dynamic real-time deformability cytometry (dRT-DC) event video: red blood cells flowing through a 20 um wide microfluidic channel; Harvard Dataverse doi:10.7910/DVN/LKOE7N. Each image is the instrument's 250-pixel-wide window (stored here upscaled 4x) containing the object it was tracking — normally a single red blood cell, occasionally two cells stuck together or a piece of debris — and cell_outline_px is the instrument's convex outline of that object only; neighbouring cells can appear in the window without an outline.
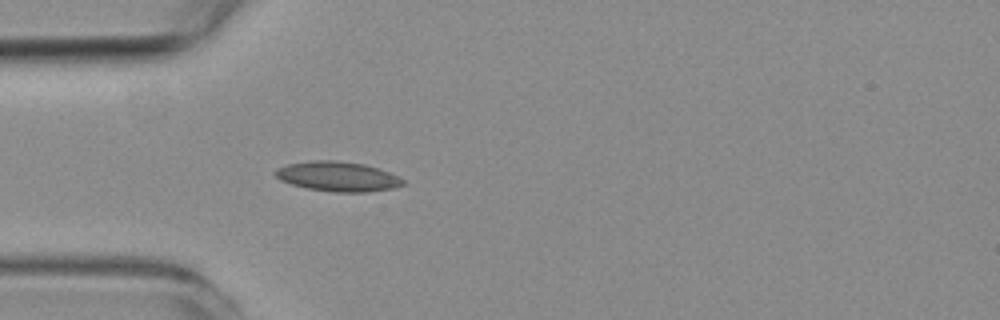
{"species": "common noctule bat (a hibernating species)", "species_latin": "Nyctalus noctula", "temperature_condition": "room temperature", "stored_images_in_passage": 40, "camera_frame_rate_fps": 3000, "um_per_image_px": 0.085, "animal": {"sex": "female", "body_mass_g": 19.3, "forearm_length_mm": 54.1}, "frame": {"image": 1, "passage_image": 1, "time_ms": 0.0, "image_size_px": [1000, 320], "cell_outline_px": [[408, 184], [392, 188], [368, 192], [332, 192], [304, 188], [280, 180], [272, 172], [276, 168], [288, 164], [312, 160], [336, 160], [364, 164], [380, 168], [404, 180]], "centroid_in_image_um": [28.69, 15.0], "position_along_channel_um": 56.3, "area_um2": 22.37}}
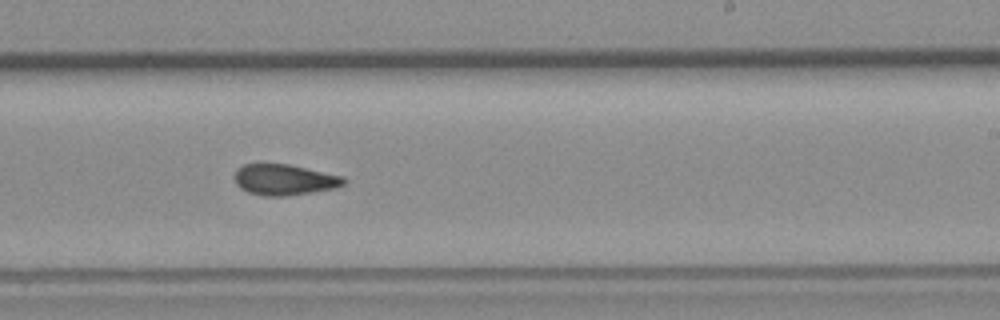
{"frame": {"image": 2, "passage_image": 18, "time_ms": 5.667, "image_size_px": [1000, 320], "cell_outline_px": [[348, 184], [336, 188], [288, 196], [264, 196], [248, 192], [240, 188], [236, 184], [236, 168], [244, 164], [288, 164], [344, 176], [348, 180]], "centroid_in_image_um": [24.23, 15.28], "position_along_channel_um": 264.8, "area_um2": 19.83}}
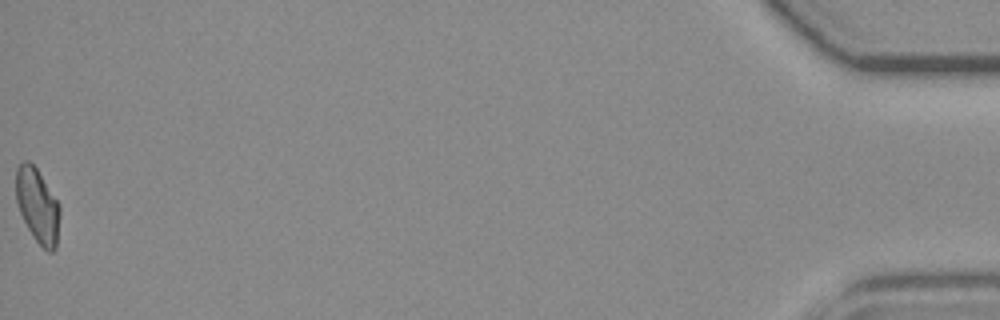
{"frame": {"image": 3, "passage_image": 40, "time_ms": 13.0, "image_size_px": [1000, 320], "cell_outline_px": [[60, 216], [56, 248], [52, 252], [48, 252], [32, 236], [20, 212], [16, 200], [16, 168], [24, 160], [28, 160], [36, 168], [60, 204]], "centroid_in_image_um": [3.2, 17.48], "position_along_channel_um": 432.0, "area_um2": 18.96}, "authors_computed_cell_mechanics": {"area_um2": 19.6231, "velocity_mm_per_s": 3.7582, "shape_relaxation_time_tau1_ms": null, "shape_relaxation_time_tau2_ms": 4.1937, "deformation_change_tau1": null, "deformation_change_tau2": 0.0882}}